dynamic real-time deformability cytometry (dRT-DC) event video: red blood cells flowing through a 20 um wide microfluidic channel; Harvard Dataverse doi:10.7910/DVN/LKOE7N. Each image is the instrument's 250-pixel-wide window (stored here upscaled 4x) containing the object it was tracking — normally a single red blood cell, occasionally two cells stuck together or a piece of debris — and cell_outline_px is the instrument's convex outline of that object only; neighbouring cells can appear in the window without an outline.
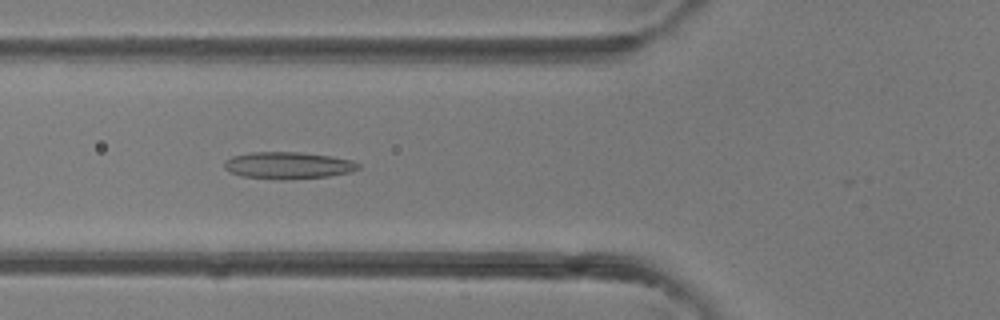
{"species": "common noctule bat (a hibernating species)", "species_latin": "Nyctalus noctula", "temperature_condition": "room temperature", "stored_images_in_passage": 27, "camera_frame_rate_fps": 3000, "um_per_image_px": 0.085, "animal": {"sex": "female"}, "frame": {"image": 1, "passage_image": 4, "time_ms": 1.0, "image_size_px": [1000, 320], "cell_outline_px": [[360, 168], [352, 172], [328, 176], [244, 176], [232, 172], [224, 168], [224, 160], [232, 156], [252, 152], [300, 152], [332, 156], [352, 160], [360, 164]], "centroid_in_image_um": [24.54, 13.99], "position_along_channel_um": 101.3, "area_um2": 19.83}}
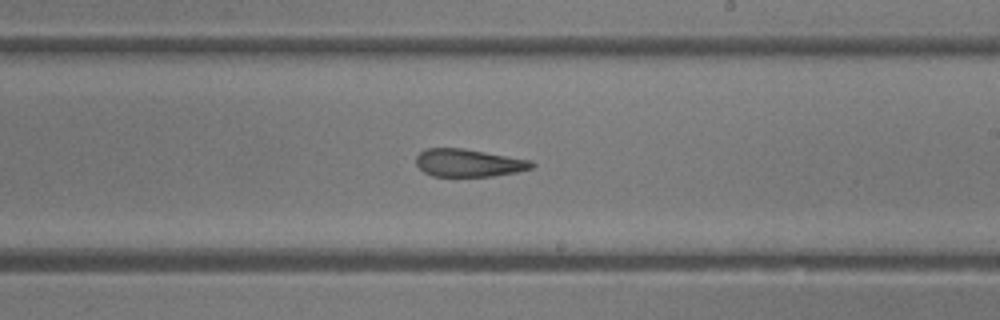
{"frame": {"image": 2, "passage_image": 13, "time_ms": 4.0, "image_size_px": [1000, 320], "cell_outline_px": [[536, 164], [532, 168], [516, 172], [492, 176], [432, 176], [424, 172], [416, 164], [416, 156], [420, 152], [428, 148], [464, 148], [532, 160]], "centroid_in_image_um": [39.85, 13.84], "position_along_channel_um": 249.2, "area_um2": 18.73}}
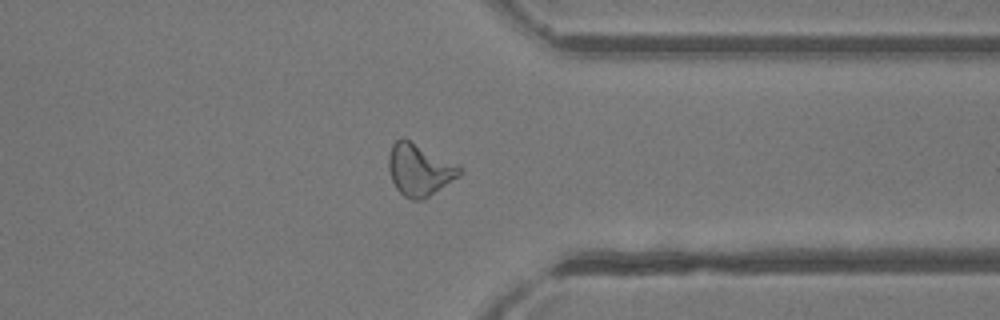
{"frame": {"image": 3, "passage_image": 21, "time_ms": 6.667, "image_size_px": [1000, 320], "cell_outline_px": [[464, 172], [424, 200], [412, 200], [404, 196], [396, 188], [392, 180], [388, 168], [388, 156], [392, 144], [400, 136], [404, 136], [460, 164], [464, 168]], "centroid_in_image_um": [35.67, 14.38], "position_along_channel_um": 375.7, "area_um2": 22.14}}